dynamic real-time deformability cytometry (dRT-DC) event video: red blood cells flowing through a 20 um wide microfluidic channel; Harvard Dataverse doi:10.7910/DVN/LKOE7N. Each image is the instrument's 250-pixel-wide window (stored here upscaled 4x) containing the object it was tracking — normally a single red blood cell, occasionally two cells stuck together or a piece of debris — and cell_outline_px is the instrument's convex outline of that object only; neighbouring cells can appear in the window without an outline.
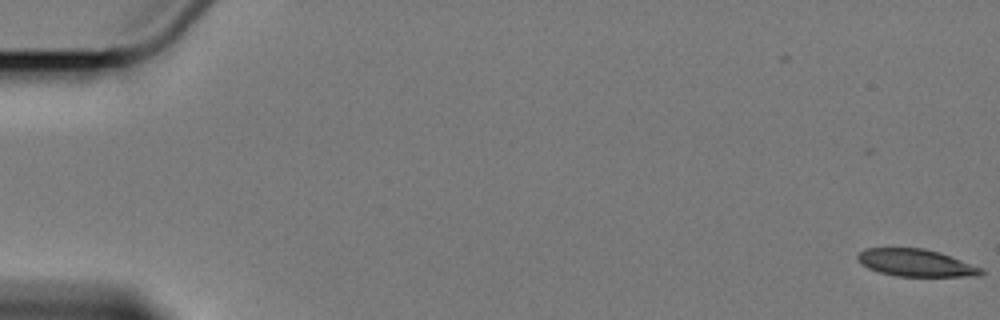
{"species": "Egyptian fruit bat (a non-hibernating species)", "species_latin": "Rousettus aegyptiacus", "temperature_condition": "cold", "stored_images_in_passage": 7, "camera_frame_rate_fps": 3000, "um_per_image_px": 0.085, "animal": {"sex": "female"}, "frame": {"image": 1, "passage_image": 1, "time_ms": 0.0, "image_size_px": [1000, 320], "cell_outline_px": [[984, 272], [976, 276], [896, 276], [880, 272], [868, 268], [856, 256], [860, 252], [868, 248], [924, 248], [940, 252], [984, 268]], "centroid_in_image_um": [77.9, 22.34], "position_along_channel_um": 7.1, "area_um2": 19.48}}
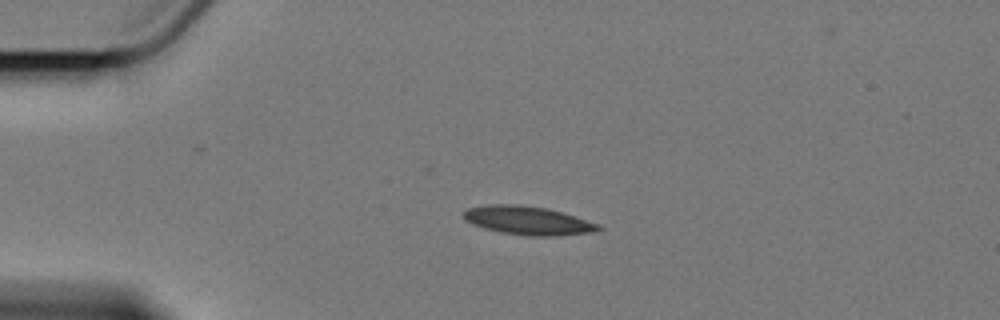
{"frame": {"image": 2, "passage_image": 5, "time_ms": 4.667, "image_size_px": [1000, 320], "cell_outline_px": [[604, 228], [592, 232], [556, 236], [528, 236], [500, 232], [484, 228], [472, 224], [464, 220], [464, 212], [468, 208], [488, 204], [516, 204], [544, 208], [560, 212], [600, 224]], "centroid_in_image_um": [44.85, 18.75], "position_along_channel_um": 40.1, "area_um2": 22.31}}